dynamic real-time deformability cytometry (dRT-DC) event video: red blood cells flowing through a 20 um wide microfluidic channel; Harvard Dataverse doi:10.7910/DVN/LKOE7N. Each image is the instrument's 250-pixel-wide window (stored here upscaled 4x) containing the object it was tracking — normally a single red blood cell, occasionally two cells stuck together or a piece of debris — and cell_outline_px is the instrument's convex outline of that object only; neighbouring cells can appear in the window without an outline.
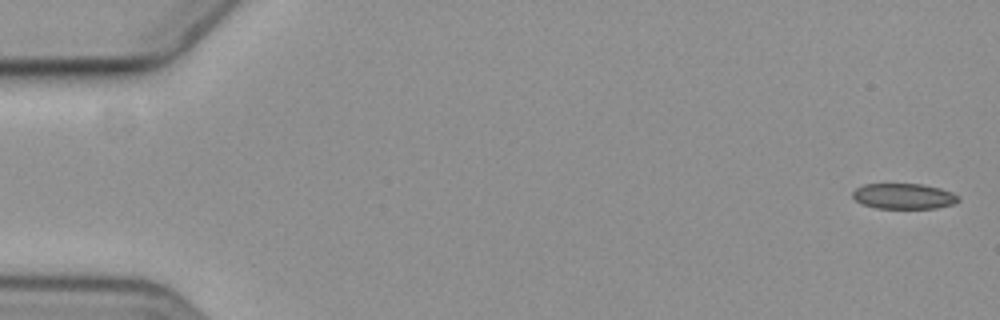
{"species": "common noctule bat (a hibernating species)", "species_latin": "Nyctalus noctula", "temperature_condition": "cold", "stored_images_in_passage": 6, "camera_frame_rate_fps": 3000, "um_per_image_px": 0.085, "animal": {"sex": "female", "body_mass_g": 19.3, "forearm_length_mm": 54.1}, "frame": {"image": 1, "passage_image": 1, "time_ms": 0.0, "image_size_px": [1000, 320], "cell_outline_px": [[960, 200], [952, 204], [932, 208], [876, 208], [864, 204], [856, 200], [852, 196], [852, 192], [856, 188], [864, 184], [924, 184], [940, 188], [952, 192]], "centroid_in_image_um": [76.79, 16.66], "position_along_channel_um": 8.2, "area_um2": 15.55}}
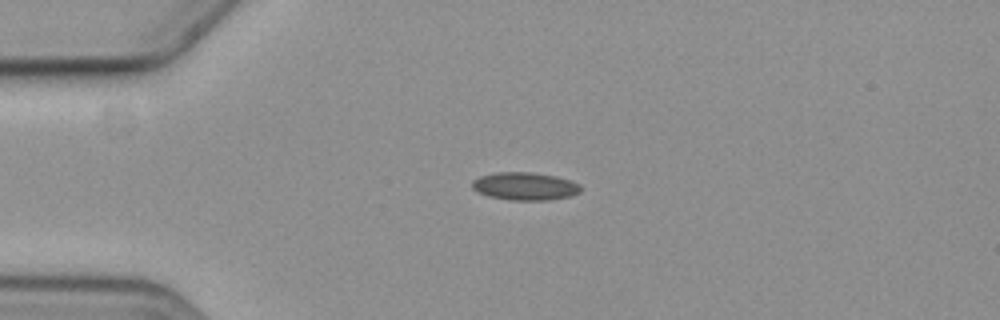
{"frame": {"image": 2, "passage_image": 4, "time_ms": 4.333, "image_size_px": [1000, 320], "cell_outline_px": [[580, 192], [568, 196], [548, 200], [512, 200], [492, 196], [480, 192], [472, 188], [472, 180], [480, 176], [496, 172], [528, 172], [556, 176], [580, 184]], "centroid_in_image_um": [44.61, 15.82], "position_along_channel_um": 40.4, "area_um2": 17.28}}
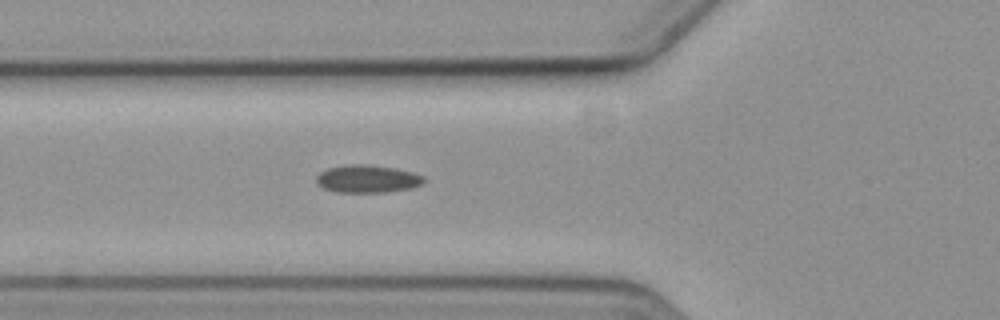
{"frame": {"image": 3, "passage_image": 6, "time_ms": 6.667, "image_size_px": [1000, 320], "cell_outline_px": [[424, 184], [412, 188], [384, 192], [336, 192], [324, 188], [316, 180], [316, 176], [320, 172], [328, 168], [348, 164], [368, 164], [392, 168], [412, 172], [424, 176]], "centroid_in_image_um": [31.24, 15.2], "position_along_channel_um": 94.6, "area_um2": 17.28}}